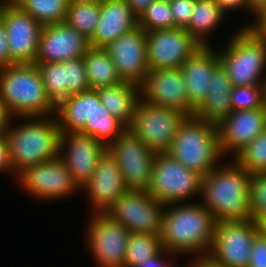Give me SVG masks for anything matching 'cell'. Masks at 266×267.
<instances>
[{"label":"cell","mask_w":266,"mask_h":267,"mask_svg":"<svg viewBox=\"0 0 266 267\" xmlns=\"http://www.w3.org/2000/svg\"><path fill=\"white\" fill-rule=\"evenodd\" d=\"M100 17V3L70 0L64 23L90 39L96 30Z\"/></svg>","instance_id":"cell-30"},{"label":"cell","mask_w":266,"mask_h":267,"mask_svg":"<svg viewBox=\"0 0 266 267\" xmlns=\"http://www.w3.org/2000/svg\"><path fill=\"white\" fill-rule=\"evenodd\" d=\"M11 64L10 50L2 16V4L0 5V67Z\"/></svg>","instance_id":"cell-41"},{"label":"cell","mask_w":266,"mask_h":267,"mask_svg":"<svg viewBox=\"0 0 266 267\" xmlns=\"http://www.w3.org/2000/svg\"><path fill=\"white\" fill-rule=\"evenodd\" d=\"M258 222L252 220L216 221L214 240L208 258L224 267H247Z\"/></svg>","instance_id":"cell-9"},{"label":"cell","mask_w":266,"mask_h":267,"mask_svg":"<svg viewBox=\"0 0 266 267\" xmlns=\"http://www.w3.org/2000/svg\"><path fill=\"white\" fill-rule=\"evenodd\" d=\"M100 101L109 113L126 127L131 124L137 104L141 99V87L129 81L96 89Z\"/></svg>","instance_id":"cell-25"},{"label":"cell","mask_w":266,"mask_h":267,"mask_svg":"<svg viewBox=\"0 0 266 267\" xmlns=\"http://www.w3.org/2000/svg\"><path fill=\"white\" fill-rule=\"evenodd\" d=\"M212 46H203L180 67L184 77L189 102L196 108L210 88L213 70L220 64Z\"/></svg>","instance_id":"cell-23"},{"label":"cell","mask_w":266,"mask_h":267,"mask_svg":"<svg viewBox=\"0 0 266 267\" xmlns=\"http://www.w3.org/2000/svg\"><path fill=\"white\" fill-rule=\"evenodd\" d=\"M23 190L43 200H59L81 191L60 156L23 170L18 176Z\"/></svg>","instance_id":"cell-13"},{"label":"cell","mask_w":266,"mask_h":267,"mask_svg":"<svg viewBox=\"0 0 266 267\" xmlns=\"http://www.w3.org/2000/svg\"><path fill=\"white\" fill-rule=\"evenodd\" d=\"M206 267H224V266H220V265L214 263L213 261H211V260L206 256Z\"/></svg>","instance_id":"cell-51"},{"label":"cell","mask_w":266,"mask_h":267,"mask_svg":"<svg viewBox=\"0 0 266 267\" xmlns=\"http://www.w3.org/2000/svg\"><path fill=\"white\" fill-rule=\"evenodd\" d=\"M233 158L250 174H266V129Z\"/></svg>","instance_id":"cell-34"},{"label":"cell","mask_w":266,"mask_h":267,"mask_svg":"<svg viewBox=\"0 0 266 267\" xmlns=\"http://www.w3.org/2000/svg\"><path fill=\"white\" fill-rule=\"evenodd\" d=\"M195 261H192V263H189V265H187V267H206V257H202V258H195Z\"/></svg>","instance_id":"cell-49"},{"label":"cell","mask_w":266,"mask_h":267,"mask_svg":"<svg viewBox=\"0 0 266 267\" xmlns=\"http://www.w3.org/2000/svg\"><path fill=\"white\" fill-rule=\"evenodd\" d=\"M95 113V89L68 96L56 107L61 132H80Z\"/></svg>","instance_id":"cell-26"},{"label":"cell","mask_w":266,"mask_h":267,"mask_svg":"<svg viewBox=\"0 0 266 267\" xmlns=\"http://www.w3.org/2000/svg\"><path fill=\"white\" fill-rule=\"evenodd\" d=\"M84 1H91V2H97V3H103L107 0H84Z\"/></svg>","instance_id":"cell-52"},{"label":"cell","mask_w":266,"mask_h":267,"mask_svg":"<svg viewBox=\"0 0 266 267\" xmlns=\"http://www.w3.org/2000/svg\"><path fill=\"white\" fill-rule=\"evenodd\" d=\"M217 128L223 157L227 154L235 156L266 129V106L232 111L217 124Z\"/></svg>","instance_id":"cell-21"},{"label":"cell","mask_w":266,"mask_h":267,"mask_svg":"<svg viewBox=\"0 0 266 267\" xmlns=\"http://www.w3.org/2000/svg\"><path fill=\"white\" fill-rule=\"evenodd\" d=\"M126 130L127 127L103 106L95 90V113L87 120L80 133L92 136L108 148Z\"/></svg>","instance_id":"cell-27"},{"label":"cell","mask_w":266,"mask_h":267,"mask_svg":"<svg viewBox=\"0 0 266 267\" xmlns=\"http://www.w3.org/2000/svg\"><path fill=\"white\" fill-rule=\"evenodd\" d=\"M231 106L233 111L264 108L266 106V85L232 87Z\"/></svg>","instance_id":"cell-36"},{"label":"cell","mask_w":266,"mask_h":267,"mask_svg":"<svg viewBox=\"0 0 266 267\" xmlns=\"http://www.w3.org/2000/svg\"><path fill=\"white\" fill-rule=\"evenodd\" d=\"M225 15L214 0H196L194 11L185 30L202 46H211L207 36L221 25Z\"/></svg>","instance_id":"cell-28"},{"label":"cell","mask_w":266,"mask_h":267,"mask_svg":"<svg viewBox=\"0 0 266 267\" xmlns=\"http://www.w3.org/2000/svg\"><path fill=\"white\" fill-rule=\"evenodd\" d=\"M215 225L214 216L200 202L167 204L159 235L162 248L175 254H197V259L206 257L213 244Z\"/></svg>","instance_id":"cell-1"},{"label":"cell","mask_w":266,"mask_h":267,"mask_svg":"<svg viewBox=\"0 0 266 267\" xmlns=\"http://www.w3.org/2000/svg\"><path fill=\"white\" fill-rule=\"evenodd\" d=\"M83 60L90 89L96 90L123 82L117 74L114 63L103 48L91 47L83 56Z\"/></svg>","instance_id":"cell-29"},{"label":"cell","mask_w":266,"mask_h":267,"mask_svg":"<svg viewBox=\"0 0 266 267\" xmlns=\"http://www.w3.org/2000/svg\"><path fill=\"white\" fill-rule=\"evenodd\" d=\"M166 153L188 170L206 176L219 166L223 156L217 125L194 116L187 117Z\"/></svg>","instance_id":"cell-5"},{"label":"cell","mask_w":266,"mask_h":267,"mask_svg":"<svg viewBox=\"0 0 266 267\" xmlns=\"http://www.w3.org/2000/svg\"><path fill=\"white\" fill-rule=\"evenodd\" d=\"M165 207L146 191L127 190L106 213L130 233L160 235Z\"/></svg>","instance_id":"cell-10"},{"label":"cell","mask_w":266,"mask_h":267,"mask_svg":"<svg viewBox=\"0 0 266 267\" xmlns=\"http://www.w3.org/2000/svg\"><path fill=\"white\" fill-rule=\"evenodd\" d=\"M256 19L254 17V23L244 28H250L256 35L266 38V5L256 13Z\"/></svg>","instance_id":"cell-43"},{"label":"cell","mask_w":266,"mask_h":267,"mask_svg":"<svg viewBox=\"0 0 266 267\" xmlns=\"http://www.w3.org/2000/svg\"><path fill=\"white\" fill-rule=\"evenodd\" d=\"M230 41L225 50L216 52L232 87L266 85V38L243 27Z\"/></svg>","instance_id":"cell-6"},{"label":"cell","mask_w":266,"mask_h":267,"mask_svg":"<svg viewBox=\"0 0 266 267\" xmlns=\"http://www.w3.org/2000/svg\"><path fill=\"white\" fill-rule=\"evenodd\" d=\"M247 267H266V237L260 231L254 237Z\"/></svg>","instance_id":"cell-40"},{"label":"cell","mask_w":266,"mask_h":267,"mask_svg":"<svg viewBox=\"0 0 266 267\" xmlns=\"http://www.w3.org/2000/svg\"><path fill=\"white\" fill-rule=\"evenodd\" d=\"M249 4L252 14L256 15V13L266 5V0H249Z\"/></svg>","instance_id":"cell-48"},{"label":"cell","mask_w":266,"mask_h":267,"mask_svg":"<svg viewBox=\"0 0 266 267\" xmlns=\"http://www.w3.org/2000/svg\"><path fill=\"white\" fill-rule=\"evenodd\" d=\"M187 117L178 110L151 105L140 99L127 130L153 152L164 153Z\"/></svg>","instance_id":"cell-8"},{"label":"cell","mask_w":266,"mask_h":267,"mask_svg":"<svg viewBox=\"0 0 266 267\" xmlns=\"http://www.w3.org/2000/svg\"><path fill=\"white\" fill-rule=\"evenodd\" d=\"M210 88L204 100L195 108L194 117L217 125L233 110L232 85L221 63L213 70Z\"/></svg>","instance_id":"cell-24"},{"label":"cell","mask_w":266,"mask_h":267,"mask_svg":"<svg viewBox=\"0 0 266 267\" xmlns=\"http://www.w3.org/2000/svg\"><path fill=\"white\" fill-rule=\"evenodd\" d=\"M14 172L17 176L11 160L10 148L5 134L0 135V172Z\"/></svg>","instance_id":"cell-42"},{"label":"cell","mask_w":266,"mask_h":267,"mask_svg":"<svg viewBox=\"0 0 266 267\" xmlns=\"http://www.w3.org/2000/svg\"><path fill=\"white\" fill-rule=\"evenodd\" d=\"M8 1L9 0H6V1L5 0H0V5L3 4V3H5V2H8Z\"/></svg>","instance_id":"cell-53"},{"label":"cell","mask_w":266,"mask_h":267,"mask_svg":"<svg viewBox=\"0 0 266 267\" xmlns=\"http://www.w3.org/2000/svg\"><path fill=\"white\" fill-rule=\"evenodd\" d=\"M86 236L98 267H124L130 232L107 213H92Z\"/></svg>","instance_id":"cell-12"},{"label":"cell","mask_w":266,"mask_h":267,"mask_svg":"<svg viewBox=\"0 0 266 267\" xmlns=\"http://www.w3.org/2000/svg\"><path fill=\"white\" fill-rule=\"evenodd\" d=\"M215 167L202 179L201 204L216 221L252 220L250 173L235 161Z\"/></svg>","instance_id":"cell-2"},{"label":"cell","mask_w":266,"mask_h":267,"mask_svg":"<svg viewBox=\"0 0 266 267\" xmlns=\"http://www.w3.org/2000/svg\"><path fill=\"white\" fill-rule=\"evenodd\" d=\"M107 149L116 159L127 190L148 192L156 153L128 130Z\"/></svg>","instance_id":"cell-11"},{"label":"cell","mask_w":266,"mask_h":267,"mask_svg":"<svg viewBox=\"0 0 266 267\" xmlns=\"http://www.w3.org/2000/svg\"><path fill=\"white\" fill-rule=\"evenodd\" d=\"M0 98L14 117H43L56 114L47 96L36 64H10L0 67Z\"/></svg>","instance_id":"cell-4"},{"label":"cell","mask_w":266,"mask_h":267,"mask_svg":"<svg viewBox=\"0 0 266 267\" xmlns=\"http://www.w3.org/2000/svg\"><path fill=\"white\" fill-rule=\"evenodd\" d=\"M122 81L141 85L149 71L146 32L139 26L103 48Z\"/></svg>","instance_id":"cell-17"},{"label":"cell","mask_w":266,"mask_h":267,"mask_svg":"<svg viewBox=\"0 0 266 267\" xmlns=\"http://www.w3.org/2000/svg\"><path fill=\"white\" fill-rule=\"evenodd\" d=\"M167 253H169L171 255L173 254V256L176 255L174 253L168 252L167 250H165L163 248L157 255L148 259L147 261H145L143 263H140L136 267H171L173 265V262L175 265V259L171 260V262H169V263L168 262L166 263V261H165L166 259L164 258V256L167 255Z\"/></svg>","instance_id":"cell-45"},{"label":"cell","mask_w":266,"mask_h":267,"mask_svg":"<svg viewBox=\"0 0 266 267\" xmlns=\"http://www.w3.org/2000/svg\"><path fill=\"white\" fill-rule=\"evenodd\" d=\"M196 0H172L170 6L176 28H186L194 11Z\"/></svg>","instance_id":"cell-39"},{"label":"cell","mask_w":266,"mask_h":267,"mask_svg":"<svg viewBox=\"0 0 266 267\" xmlns=\"http://www.w3.org/2000/svg\"><path fill=\"white\" fill-rule=\"evenodd\" d=\"M259 231L266 237V220H262L258 222Z\"/></svg>","instance_id":"cell-50"},{"label":"cell","mask_w":266,"mask_h":267,"mask_svg":"<svg viewBox=\"0 0 266 267\" xmlns=\"http://www.w3.org/2000/svg\"><path fill=\"white\" fill-rule=\"evenodd\" d=\"M65 84L68 96L90 89L83 57L65 61Z\"/></svg>","instance_id":"cell-38"},{"label":"cell","mask_w":266,"mask_h":267,"mask_svg":"<svg viewBox=\"0 0 266 267\" xmlns=\"http://www.w3.org/2000/svg\"><path fill=\"white\" fill-rule=\"evenodd\" d=\"M14 115L11 113L9 107L0 98V135L5 134L10 128L11 121H13Z\"/></svg>","instance_id":"cell-46"},{"label":"cell","mask_w":266,"mask_h":267,"mask_svg":"<svg viewBox=\"0 0 266 267\" xmlns=\"http://www.w3.org/2000/svg\"><path fill=\"white\" fill-rule=\"evenodd\" d=\"M11 64H34L43 25L12 0L2 4Z\"/></svg>","instance_id":"cell-14"},{"label":"cell","mask_w":266,"mask_h":267,"mask_svg":"<svg viewBox=\"0 0 266 267\" xmlns=\"http://www.w3.org/2000/svg\"><path fill=\"white\" fill-rule=\"evenodd\" d=\"M138 26V16L124 0L100 3V17L94 35L89 39L93 48H105L118 37Z\"/></svg>","instance_id":"cell-22"},{"label":"cell","mask_w":266,"mask_h":267,"mask_svg":"<svg viewBox=\"0 0 266 267\" xmlns=\"http://www.w3.org/2000/svg\"><path fill=\"white\" fill-rule=\"evenodd\" d=\"M249 206L254 221L266 220V174H250Z\"/></svg>","instance_id":"cell-37"},{"label":"cell","mask_w":266,"mask_h":267,"mask_svg":"<svg viewBox=\"0 0 266 267\" xmlns=\"http://www.w3.org/2000/svg\"><path fill=\"white\" fill-rule=\"evenodd\" d=\"M80 190L87 191L94 213H106L127 191L116 159L108 149L98 159L93 176Z\"/></svg>","instance_id":"cell-20"},{"label":"cell","mask_w":266,"mask_h":267,"mask_svg":"<svg viewBox=\"0 0 266 267\" xmlns=\"http://www.w3.org/2000/svg\"><path fill=\"white\" fill-rule=\"evenodd\" d=\"M149 69L180 68L203 46L184 28L146 32Z\"/></svg>","instance_id":"cell-15"},{"label":"cell","mask_w":266,"mask_h":267,"mask_svg":"<svg viewBox=\"0 0 266 267\" xmlns=\"http://www.w3.org/2000/svg\"><path fill=\"white\" fill-rule=\"evenodd\" d=\"M138 26L145 32L176 28L169 1L155 0L138 16Z\"/></svg>","instance_id":"cell-35"},{"label":"cell","mask_w":266,"mask_h":267,"mask_svg":"<svg viewBox=\"0 0 266 267\" xmlns=\"http://www.w3.org/2000/svg\"><path fill=\"white\" fill-rule=\"evenodd\" d=\"M34 64L41 73L47 96L57 107L68 97L67 84H65V61Z\"/></svg>","instance_id":"cell-33"},{"label":"cell","mask_w":266,"mask_h":267,"mask_svg":"<svg viewBox=\"0 0 266 267\" xmlns=\"http://www.w3.org/2000/svg\"><path fill=\"white\" fill-rule=\"evenodd\" d=\"M159 235L130 233L124 267H136L162 250Z\"/></svg>","instance_id":"cell-32"},{"label":"cell","mask_w":266,"mask_h":267,"mask_svg":"<svg viewBox=\"0 0 266 267\" xmlns=\"http://www.w3.org/2000/svg\"><path fill=\"white\" fill-rule=\"evenodd\" d=\"M90 48L89 39L64 22L44 25L35 63L73 60L83 57Z\"/></svg>","instance_id":"cell-19"},{"label":"cell","mask_w":266,"mask_h":267,"mask_svg":"<svg viewBox=\"0 0 266 267\" xmlns=\"http://www.w3.org/2000/svg\"><path fill=\"white\" fill-rule=\"evenodd\" d=\"M214 1L223 10L225 14L233 10L242 11V8L244 10L252 12L249 0H214Z\"/></svg>","instance_id":"cell-44"},{"label":"cell","mask_w":266,"mask_h":267,"mask_svg":"<svg viewBox=\"0 0 266 267\" xmlns=\"http://www.w3.org/2000/svg\"><path fill=\"white\" fill-rule=\"evenodd\" d=\"M203 177L166 152L156 153L148 193L160 203H184L201 194Z\"/></svg>","instance_id":"cell-7"},{"label":"cell","mask_w":266,"mask_h":267,"mask_svg":"<svg viewBox=\"0 0 266 267\" xmlns=\"http://www.w3.org/2000/svg\"><path fill=\"white\" fill-rule=\"evenodd\" d=\"M19 119L25 123L12 124L5 133L17 175L28 167L58 157L61 135L56 115Z\"/></svg>","instance_id":"cell-3"},{"label":"cell","mask_w":266,"mask_h":267,"mask_svg":"<svg viewBox=\"0 0 266 267\" xmlns=\"http://www.w3.org/2000/svg\"><path fill=\"white\" fill-rule=\"evenodd\" d=\"M140 87L141 99L148 104L194 116L195 107L189 102L180 68L149 69Z\"/></svg>","instance_id":"cell-16"},{"label":"cell","mask_w":266,"mask_h":267,"mask_svg":"<svg viewBox=\"0 0 266 267\" xmlns=\"http://www.w3.org/2000/svg\"><path fill=\"white\" fill-rule=\"evenodd\" d=\"M106 149L92 136L80 132H61L59 156L80 189L93 176L98 159Z\"/></svg>","instance_id":"cell-18"},{"label":"cell","mask_w":266,"mask_h":267,"mask_svg":"<svg viewBox=\"0 0 266 267\" xmlns=\"http://www.w3.org/2000/svg\"><path fill=\"white\" fill-rule=\"evenodd\" d=\"M133 12L140 16L144 10L155 0H124Z\"/></svg>","instance_id":"cell-47"},{"label":"cell","mask_w":266,"mask_h":267,"mask_svg":"<svg viewBox=\"0 0 266 267\" xmlns=\"http://www.w3.org/2000/svg\"><path fill=\"white\" fill-rule=\"evenodd\" d=\"M40 24L64 22L70 0H12Z\"/></svg>","instance_id":"cell-31"}]
</instances>
